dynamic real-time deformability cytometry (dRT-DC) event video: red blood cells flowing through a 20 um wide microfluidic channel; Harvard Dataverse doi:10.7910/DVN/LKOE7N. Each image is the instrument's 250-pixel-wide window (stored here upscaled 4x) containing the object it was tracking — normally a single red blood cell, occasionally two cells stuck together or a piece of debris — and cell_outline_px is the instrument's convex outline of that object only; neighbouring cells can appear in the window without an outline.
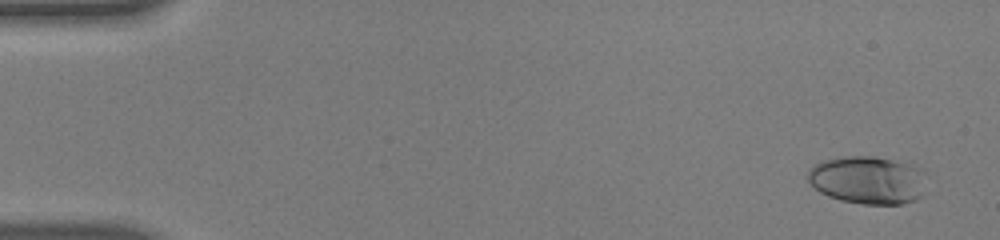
{"species": "human", "species_latin": "Homo sapiens", "temperature_condition": "warm", "stored_images_in_passage": 55, "camera_frame_rate_fps": 3000, "um_per_image_px": 0.085, "donor": {"sex": "male"}, "frame": {"image": 1, "passage_image": 3, "time_ms": 0.667, "image_size_px": [1000, 240], "cell_outline_px": [[924, 172], [920, 196], [916, 200], [900, 204], [860, 204], [840, 200], [828, 196], [820, 192], [808, 180], [808, 168], [824, 160], [840, 156], [872, 156], [912, 164], [924, 168]], "centroid_in_image_um": [73.74, 15.29], "position_along_channel_um": 11.3, "area_um2": 33.12}}
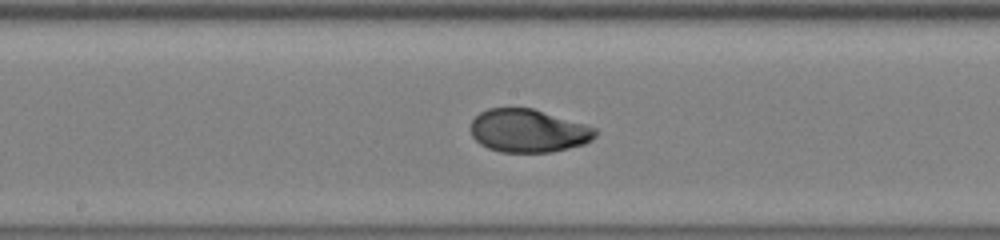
{"frame": {"image": 2, "passage_image": 30, "time_ms": 9.667, "image_size_px": [1000, 240], "cell_outline_px": [[600, 132], [592, 140], [584, 144], [552, 152], [500, 152], [488, 148], [480, 144], [472, 136], [472, 120], [480, 112], [488, 108], [532, 108], [584, 124], [596, 128]], "centroid_in_image_um": [44.92, 11.12], "position_along_channel_um": 203.3, "area_um2": 31.27}}
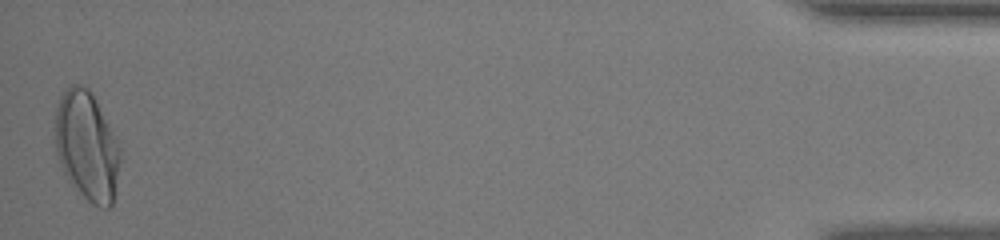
{"frame": {"image": 3, "passage_image": 55, "time_ms": 18.0, "image_size_px": [1000, 240], "cell_outline_px": [[120, 160], [112, 204], [108, 208], [104, 208], [92, 204], [68, 180], [60, 164], [56, 152], [56, 108], [60, 96], [72, 84], [80, 84], [88, 88], [92, 92], [120, 148]], "centroid_in_image_um": [7.37, 12.4], "position_along_channel_um": 427.8, "area_um2": 40.69}, "authors_computed_cell_mechanics": {"area_um2": 31.79, "velocity_mm_per_s": 3.7842, "shape_relaxation_time_tau1_ms": 5.6652, "shape_relaxation_time_tau2_ms": null, "deformation_change_tau1": 0.2477, "deformation_change_tau2": null}}